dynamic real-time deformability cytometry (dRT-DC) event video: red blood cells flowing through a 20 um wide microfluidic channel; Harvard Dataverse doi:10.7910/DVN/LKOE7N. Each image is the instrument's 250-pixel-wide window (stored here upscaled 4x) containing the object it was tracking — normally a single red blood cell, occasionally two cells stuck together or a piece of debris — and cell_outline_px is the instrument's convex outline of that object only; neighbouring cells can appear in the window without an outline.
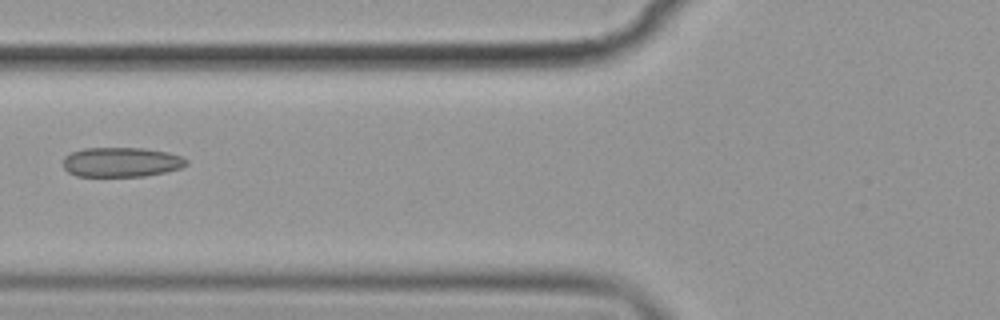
{"species": "common noctule bat (a hibernating species)", "species_latin": "Nyctalus noctula", "temperature_condition": "cold", "stored_images_in_passage": 7, "camera_frame_rate_fps": 3000, "um_per_image_px": 0.085, "animal": {"sex": "female", "body_mass_g": 19.9}, "frame": {"image": 1, "passage_image": 7, "time_ms": 7.333, "image_size_px": [1000, 320], "cell_outline_px": [[188, 164], [180, 168], [164, 172], [144, 176], [76, 176], [68, 172], [64, 168], [64, 156], [72, 152], [84, 148], [144, 148], [168, 152], [180, 156], [188, 160]], "centroid_in_image_um": [10.31, 13.78], "position_along_channel_um": 115.5, "area_um2": 21.27}}